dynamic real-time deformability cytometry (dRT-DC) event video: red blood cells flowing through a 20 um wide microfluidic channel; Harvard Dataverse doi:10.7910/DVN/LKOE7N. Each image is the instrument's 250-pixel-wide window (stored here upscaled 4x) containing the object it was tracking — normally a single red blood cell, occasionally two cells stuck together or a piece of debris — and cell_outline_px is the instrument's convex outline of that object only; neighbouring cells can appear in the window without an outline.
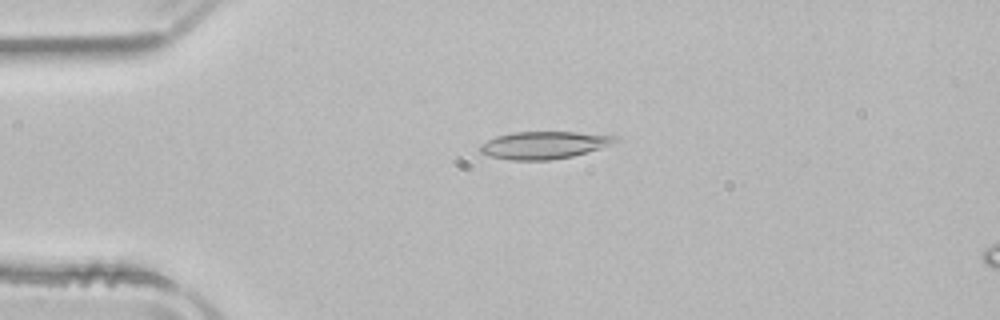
{"species": "common noctule bat (a hibernating species)", "species_latin": "Nyctalus noctula", "temperature_condition": "room temperature", "stored_images_in_passage": 46, "camera_frame_rate_fps": 3000, "um_per_image_px": 0.085, "animal": {"sex": "male", "body_mass_g": 21.5, "forearm_length_mm": 52.0}, "frame": {"image": 1, "passage_image": 7, "time_ms": 2.0, "image_size_px": [1000, 320], "cell_outline_px": [[620, 140], [612, 144], [600, 148], [572, 156], [552, 160], [512, 160], [492, 156], [480, 152], [480, 144], [496, 136], [512, 132], [576, 132], [620, 136]], "centroid_in_image_um": [46.27, 12.32], "position_along_channel_um": 38.7, "area_um2": 21.56}}
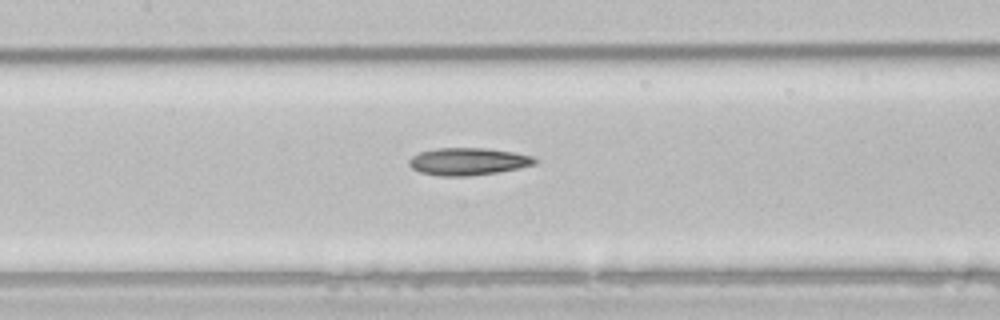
{"frame": {"image": 2, "passage_image": 19, "time_ms": 6.0, "image_size_px": [1000, 320], "cell_outline_px": [[540, 160], [536, 164], [520, 168], [496, 172], [468, 176], [440, 176], [420, 172], [412, 168], [408, 164], [408, 160], [412, 156], [420, 152], [436, 148], [484, 148], [512, 152], [532, 156]], "centroid_in_image_um": [39.79, 13.73], "position_along_channel_um": 167.6, "area_um2": 20.06}}
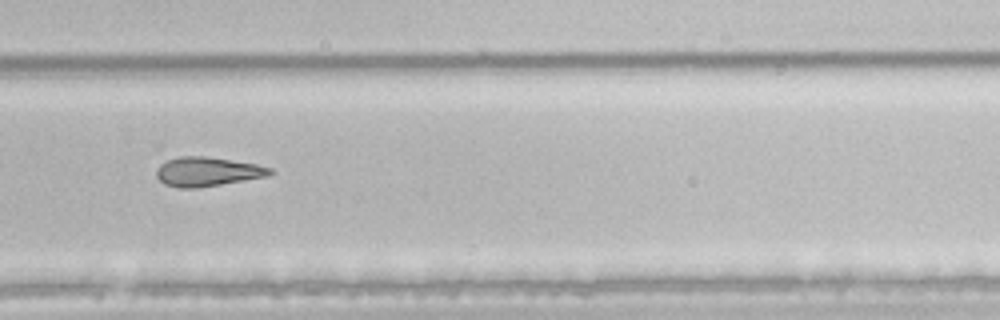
{"frame": {"image": 3, "passage_image": 30, "time_ms": 9.667, "image_size_px": [1000, 320], "cell_outline_px": [[276, 172], [268, 176], [196, 188], [180, 188], [164, 184], [156, 176], [156, 172], [160, 164], [168, 160], [180, 156], [204, 156], [256, 164], [272, 168]], "centroid_in_image_um": [17.64, 14.59], "position_along_channel_um": 312.2, "area_um2": 19.19}, "authors_computed_cell_mechanics": {"area_um2": 20.6346, "velocity_mm_per_s": 3.9598, "shape_relaxation_time_tau1_ms": 9.8032, "shape_relaxation_time_tau2_ms": null, "deformation_change_tau1": 0.2, "deformation_change_tau2": null}}